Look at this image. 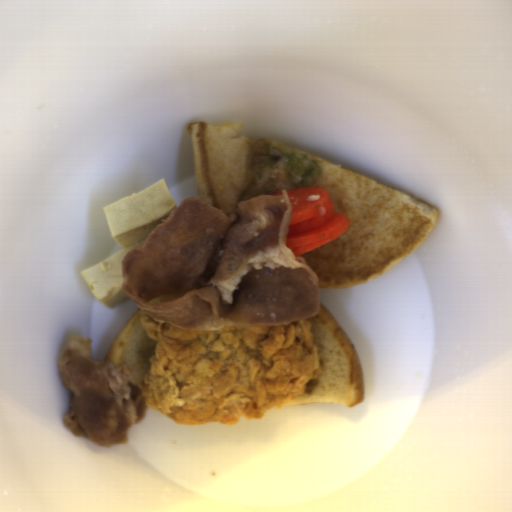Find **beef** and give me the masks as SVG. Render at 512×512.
I'll use <instances>...</instances> for the list:
<instances>
[{
    "label": "beef",
    "instance_id": "1",
    "mask_svg": "<svg viewBox=\"0 0 512 512\" xmlns=\"http://www.w3.org/2000/svg\"><path fill=\"white\" fill-rule=\"evenodd\" d=\"M287 191L223 213L185 198L121 261L122 290L152 319L191 330L315 317L319 280L286 246Z\"/></svg>",
    "mask_w": 512,
    "mask_h": 512
},
{
    "label": "beef",
    "instance_id": "2",
    "mask_svg": "<svg viewBox=\"0 0 512 512\" xmlns=\"http://www.w3.org/2000/svg\"><path fill=\"white\" fill-rule=\"evenodd\" d=\"M92 342L70 336L59 356V378L72 395L65 426L102 448L123 446L130 428L144 419L146 399L125 366L92 358Z\"/></svg>",
    "mask_w": 512,
    "mask_h": 512
}]
</instances>
